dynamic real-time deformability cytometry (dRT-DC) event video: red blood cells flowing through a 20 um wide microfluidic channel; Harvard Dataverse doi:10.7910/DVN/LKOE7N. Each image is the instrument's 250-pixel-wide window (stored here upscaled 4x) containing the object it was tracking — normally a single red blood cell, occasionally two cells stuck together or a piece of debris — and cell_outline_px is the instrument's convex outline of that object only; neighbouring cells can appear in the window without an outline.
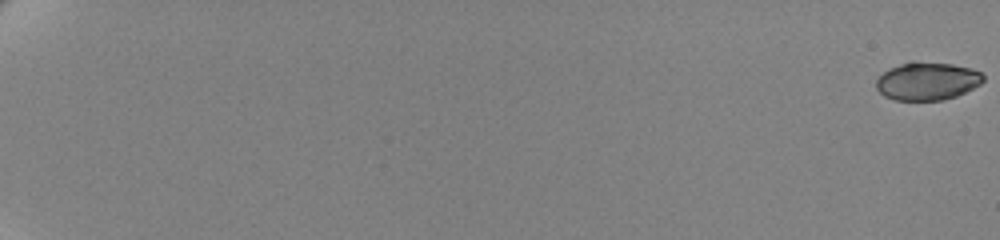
{"species": "human", "species_latin": "Homo sapiens", "temperature_condition": "cold", "stored_images_in_passage": 63, "camera_frame_rate_fps": 3000, "um_per_image_px": 0.085, "donor": {"sex": "female"}, "frame": {"image": 1, "passage_image": 1, "time_ms": 0.0, "image_size_px": [1000, 240], "cell_outline_px": [[984, 80], [980, 84], [956, 96], [944, 100], [896, 100], [884, 96], [876, 88], [876, 80], [884, 72], [900, 64], [912, 60], [952, 64], [972, 68], [980, 72], [984, 76]], "centroid_in_image_um": [78.82, 6.88], "position_along_channel_um": 6.2, "area_um2": 23.7}}
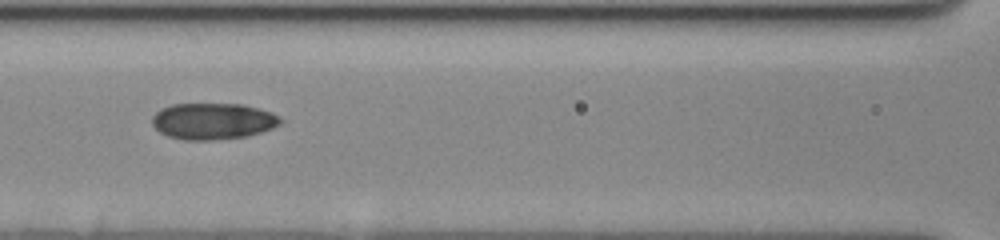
{"frame": {"image": 2, "passage_image": 34, "time_ms": 11.0, "image_size_px": [1000, 240], "cell_outline_px": [[284, 120], [280, 124], [272, 128], [248, 136], [212, 140], [184, 140], [168, 136], [160, 132], [152, 124], [152, 116], [160, 108], [172, 104], [244, 104], [272, 112]], "centroid_in_image_um": [18.1, 10.29], "position_along_channel_um": 148.5, "area_um2": 27.34}}
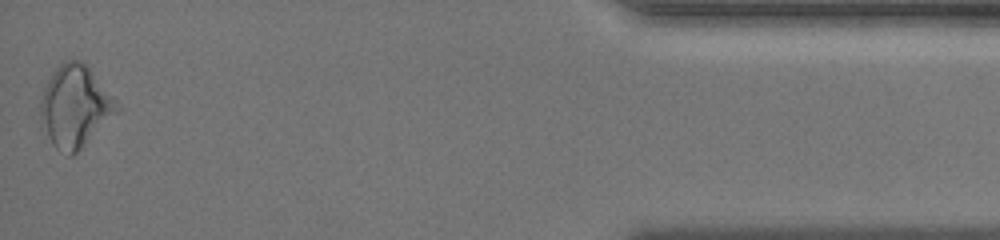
{"frame": {"image": 3, "passage_image": 63, "time_ms": 20.667, "image_size_px": [1000, 240], "cell_outline_px": [[124, 108], [120, 112], [72, 156], [68, 156], [56, 148], [52, 144], [40, 120], [40, 100], [44, 88], [52, 72], [60, 64], [68, 60], [80, 60], [92, 72]], "centroid_in_image_um": [6.41, 9.06], "position_along_channel_um": 428.8, "area_um2": 36.41}}